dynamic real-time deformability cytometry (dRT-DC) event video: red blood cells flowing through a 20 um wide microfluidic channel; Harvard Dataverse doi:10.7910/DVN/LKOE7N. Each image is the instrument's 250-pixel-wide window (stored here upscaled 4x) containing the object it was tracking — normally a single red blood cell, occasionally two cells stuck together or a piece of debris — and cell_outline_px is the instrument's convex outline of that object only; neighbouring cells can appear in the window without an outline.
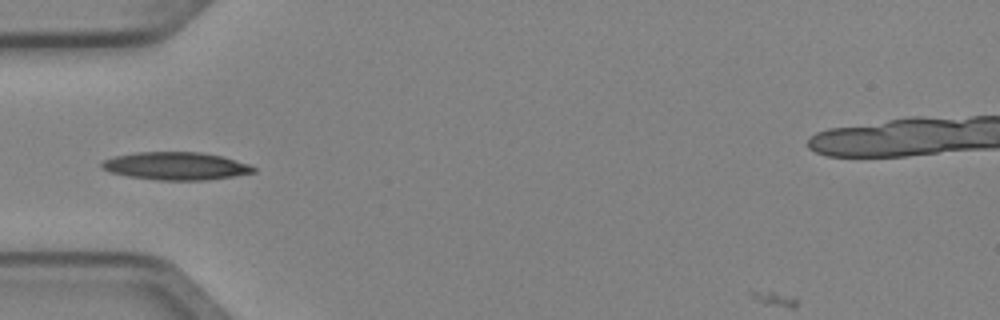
{"species": "Egyptian fruit bat (a non-hibernating species)", "species_latin": "Rousettus aegyptiacus", "temperature_condition": "cold", "stored_images_in_passage": 6, "camera_frame_rate_fps": 3000, "um_per_image_px": 0.085, "animal": {"sex": "female"}, "frame": {"image": 1, "passage_image": 5, "time_ms": 1.333, "image_size_px": [1000, 320], "cell_outline_px": [[256, 172], [232, 176], [204, 180], [156, 180], [128, 176], [108, 172], [100, 168], [100, 164], [104, 160], [116, 156], [136, 152], [200, 152], [220, 156], [248, 164], [256, 168]], "centroid_in_image_um": [14.9, 14.11], "position_along_channel_um": 70.1, "area_um2": 24.45}}
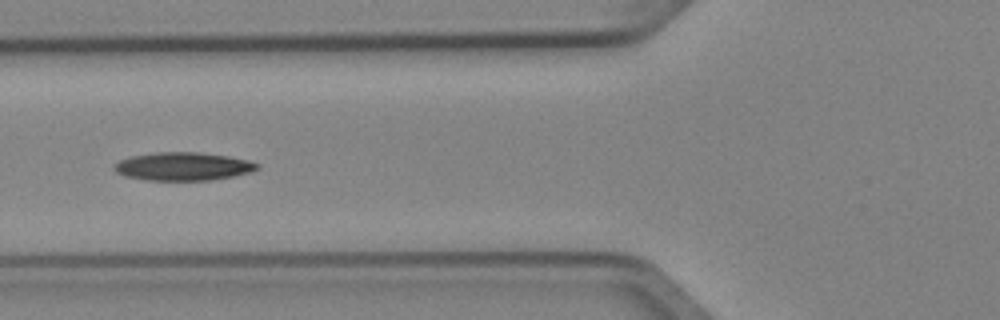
{"frame": {"image": 2, "passage_image": 6, "time_ms": 1.667, "image_size_px": [1000, 320], "cell_outline_px": [[260, 168], [252, 172], [232, 176], [208, 180], [148, 180], [128, 176], [116, 172], [112, 168], [120, 160], [132, 156], [156, 152], [196, 152], [228, 156], [248, 160], [260, 164]], "centroid_in_image_um": [15.6, 14.14], "position_along_channel_um": 110.2, "area_um2": 23.29}}